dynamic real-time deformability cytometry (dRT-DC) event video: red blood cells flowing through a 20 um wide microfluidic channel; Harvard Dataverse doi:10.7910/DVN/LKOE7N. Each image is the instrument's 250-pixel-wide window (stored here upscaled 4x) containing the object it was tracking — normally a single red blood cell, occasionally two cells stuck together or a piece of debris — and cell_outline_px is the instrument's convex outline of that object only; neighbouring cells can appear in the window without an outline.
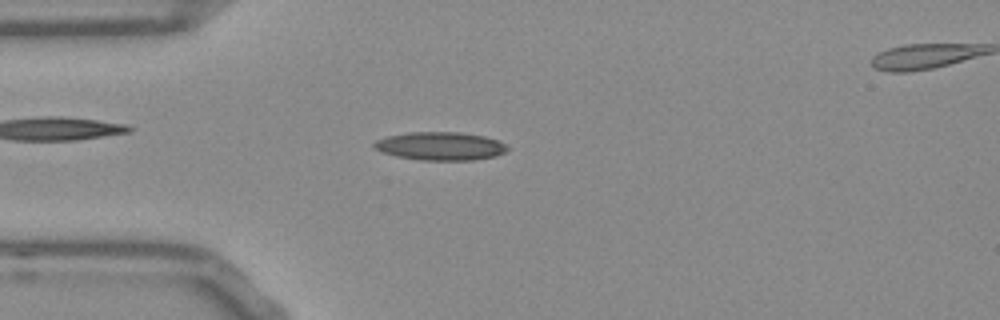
{"species": "Egyptian fruit bat (a non-hibernating species)", "species_latin": "Rousettus aegyptiacus", "temperature_condition": "room temperature", "stored_images_in_passage": 52, "camera_frame_rate_fps": 3000, "um_per_image_px": 0.085, "frame": {"image": 1, "passage_image": 13, "time_ms": 4.0, "image_size_px": [1000, 320], "cell_outline_px": [[508, 148], [504, 152], [496, 156], [472, 160], [420, 160], [396, 156], [380, 152], [372, 144], [376, 140], [388, 136], [408, 132], [460, 132], [484, 136], [500, 140]], "centroid_in_image_um": [37.42, 12.41], "position_along_channel_um": 47.6, "area_um2": 21.96}}
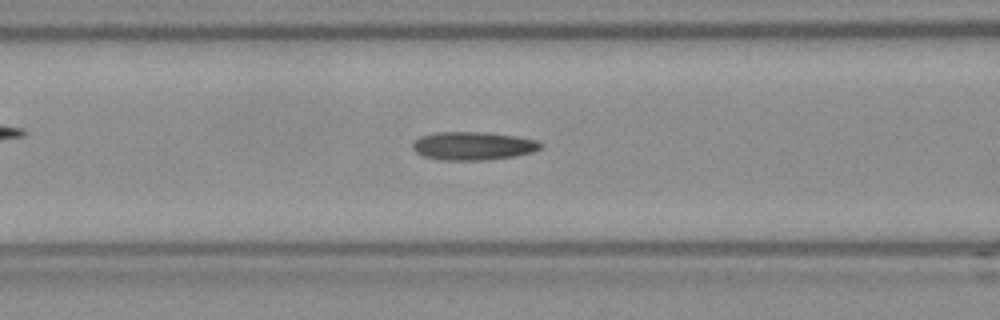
{"frame": {"image": 2, "passage_image": 20, "time_ms": 6.333, "image_size_px": [1000, 320], "cell_outline_px": [[544, 144], [540, 148], [532, 152], [512, 156], [484, 160], [440, 160], [424, 156], [416, 152], [412, 148], [412, 144], [420, 136], [440, 132], [484, 132], [516, 136], [536, 140]], "centroid_in_image_um": [40.2, 12.4], "position_along_channel_um": 126.4, "area_um2": 20.92}}
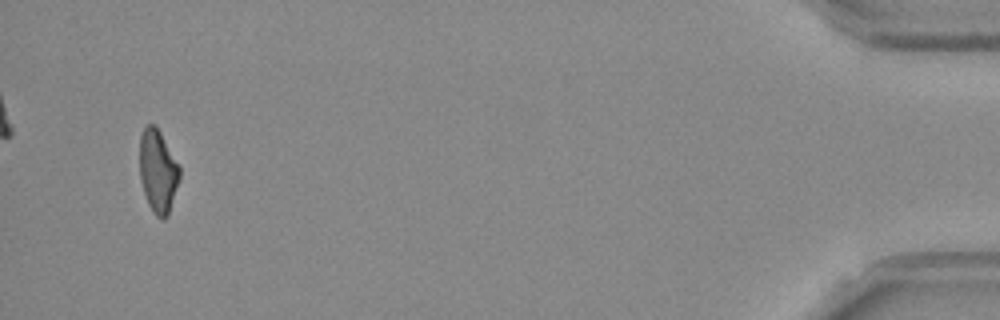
{"frame": {"image": 3, "passage_image": 50, "time_ms": 16.333, "image_size_px": [1000, 320], "cell_outline_px": [[180, 176], [168, 216], [164, 220], [160, 220], [156, 216], [148, 204], [140, 180], [140, 136], [144, 128], [148, 124], [156, 124], [180, 168]], "centroid_in_image_um": [13.42, 14.56], "position_along_channel_um": 421.8, "area_um2": 19.25}}